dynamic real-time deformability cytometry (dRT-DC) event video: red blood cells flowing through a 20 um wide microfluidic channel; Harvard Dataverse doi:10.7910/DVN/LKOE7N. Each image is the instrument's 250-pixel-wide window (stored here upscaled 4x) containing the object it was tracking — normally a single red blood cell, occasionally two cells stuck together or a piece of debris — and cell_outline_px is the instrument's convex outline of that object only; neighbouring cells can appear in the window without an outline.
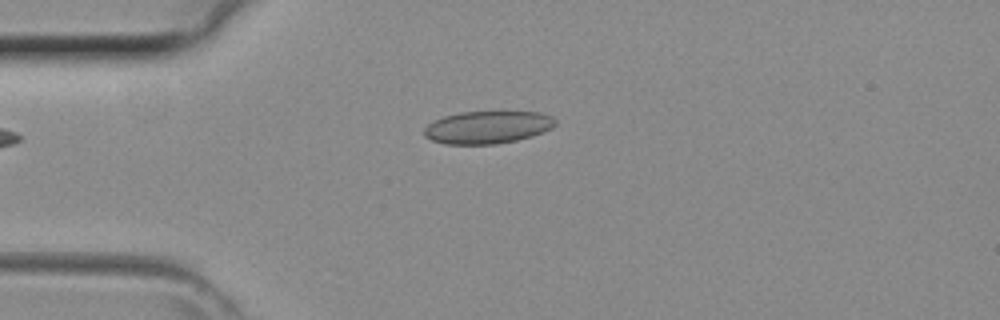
{"species": "common noctule bat (a hibernating species)", "species_latin": "Nyctalus noctula", "temperature_condition": "room temperature", "stored_images_in_passage": 15, "camera_frame_rate_fps": 3000, "um_per_image_px": 0.085, "animal": {"sex": "female", "body_mass_g": 29.2, "forearm_length_mm": 56.3}, "frame": {"image": 1, "passage_image": 1, "time_ms": 0.0, "image_size_px": [1000, 320], "cell_outline_px": [[556, 124], [552, 128], [544, 132], [532, 136], [516, 140], [496, 144], [444, 144], [432, 140], [424, 136], [424, 128], [428, 124], [444, 116], [460, 112], [540, 112], [552, 116], [556, 120]], "centroid_in_image_um": [41.46, 10.82], "position_along_channel_um": 43.5, "area_um2": 24.91}}
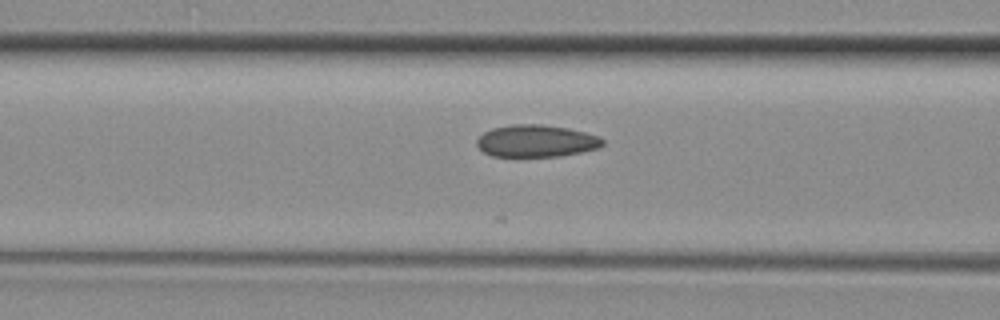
{"frame": {"image": 2, "passage_image": 7, "time_ms": 2.0, "image_size_px": [1000, 320], "cell_outline_px": [[604, 144], [596, 148], [580, 152], [560, 156], [492, 156], [484, 152], [476, 144], [476, 140], [484, 132], [492, 128], [512, 124], [540, 124], [568, 128], [600, 136], [604, 140]], "centroid_in_image_um": [45.57, 11.97], "position_along_channel_um": 121.0, "area_um2": 23.47}}
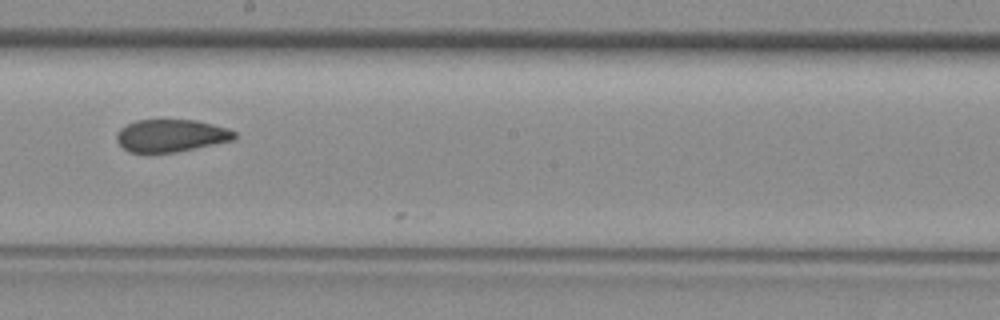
{"frame": {"image": 3, "passage_image": 14, "time_ms": 4.333, "image_size_px": [1000, 320], "cell_outline_px": [[236, 136], [232, 140], [172, 152], [128, 152], [116, 140], [116, 136], [120, 128], [136, 120], [196, 120], [228, 128], [236, 132]], "centroid_in_image_um": [14.51, 11.51], "position_along_channel_um": 233.7, "area_um2": 21.91}}